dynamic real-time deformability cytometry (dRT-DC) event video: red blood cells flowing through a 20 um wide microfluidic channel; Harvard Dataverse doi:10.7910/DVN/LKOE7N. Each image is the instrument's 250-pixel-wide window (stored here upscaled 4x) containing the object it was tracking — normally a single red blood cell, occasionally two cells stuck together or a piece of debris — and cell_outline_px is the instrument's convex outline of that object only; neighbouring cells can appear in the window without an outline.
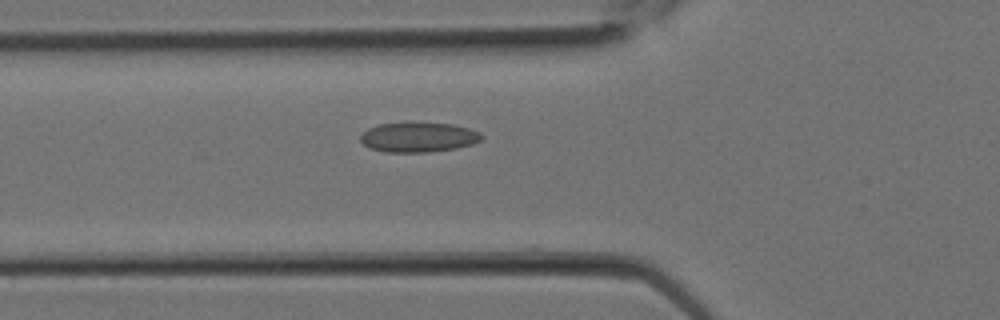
{"species": "Egyptian fruit bat (a non-hibernating species)", "species_latin": "Rousettus aegyptiacus", "temperature_condition": "room temperature", "stored_images_in_passage": 20, "camera_frame_rate_fps": 3000, "um_per_image_px": 0.085, "animal": {"sex": "female"}, "frame": {"image": 1, "passage_image": 4, "time_ms": 1.0, "image_size_px": [1000, 320], "cell_outline_px": [[484, 136], [480, 140], [472, 144], [456, 148], [428, 152], [384, 152], [368, 148], [360, 140], [360, 136], [368, 128], [380, 124], [452, 124], [468, 128], [480, 132]], "centroid_in_image_um": [35.56, 11.69], "position_along_channel_um": 90.2, "area_um2": 20.63}}
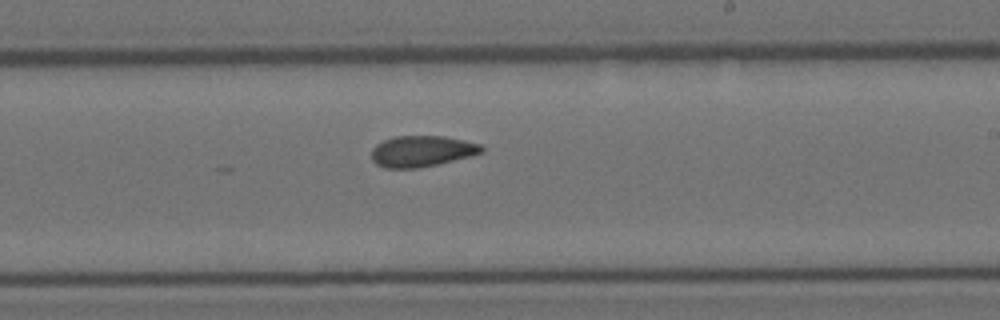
{"frame": {"image": 2, "passage_image": 10, "time_ms": 3.0, "image_size_px": [1000, 320], "cell_outline_px": [[484, 152], [472, 156], [420, 168], [384, 168], [376, 164], [372, 160], [372, 148], [376, 144], [384, 140], [396, 136], [444, 136], [464, 140], [480, 144], [484, 148]], "centroid_in_image_um": [35.86, 12.86], "position_along_channel_um": 253.1, "area_um2": 20.06}}
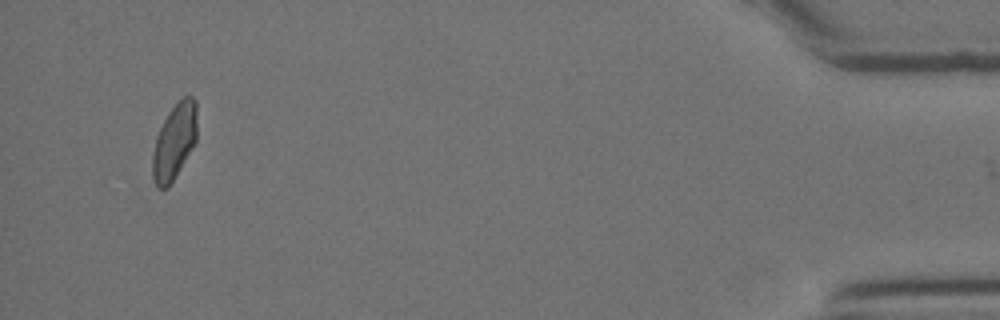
{"frame": {"image": 3, "passage_image": 19, "time_ms": 6.0, "image_size_px": [1000, 320], "cell_outline_px": [[196, 140], [192, 148], [168, 188], [156, 188], [152, 180], [152, 156], [156, 136], [168, 112], [184, 96], [192, 96], [196, 100]], "centroid_in_image_um": [14.8, 12.06], "position_along_channel_um": 420.4, "area_um2": 19.54}}